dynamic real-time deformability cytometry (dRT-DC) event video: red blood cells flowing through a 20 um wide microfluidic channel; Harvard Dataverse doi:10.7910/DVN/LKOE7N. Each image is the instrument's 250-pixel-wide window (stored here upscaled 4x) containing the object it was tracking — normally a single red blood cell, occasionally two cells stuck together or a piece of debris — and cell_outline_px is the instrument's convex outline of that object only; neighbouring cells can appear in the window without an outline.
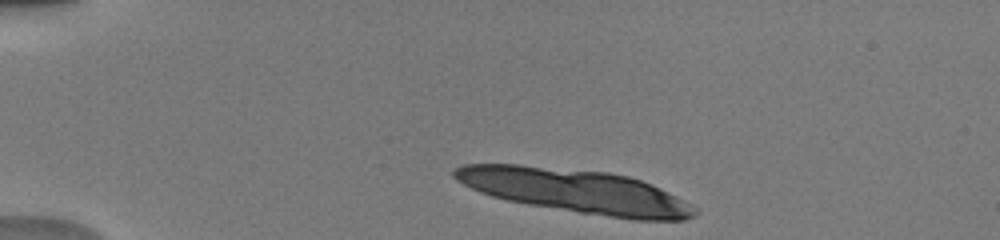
{"species": "human", "species_latin": "Homo sapiens", "temperature_condition": "warm", "stored_images_in_passage": 12, "camera_frame_rate_fps": 3000, "um_per_image_px": 0.085, "donor": {"sex": "male"}, "frame": {"image": 1, "passage_image": 1, "time_ms": 0.0, "image_size_px": [1000, 240], "cell_outline_px": [[700, 212], [696, 216], [684, 220], [632, 220], [528, 204], [508, 200], [492, 196], [480, 192], [456, 180], [452, 176], [452, 172], [456, 168], [464, 164], [520, 164], [608, 172], [628, 176], [640, 180], [688, 204]], "centroid_in_image_um": [48.87, 16.23], "position_along_channel_um": 36.1, "area_um2": 60.46}}
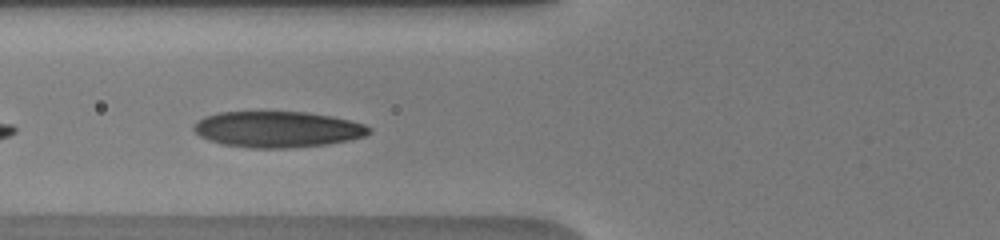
{"frame": {"image": 2, "passage_image": 9, "time_ms": 3.667, "image_size_px": [1000, 240], "cell_outline_px": [[372, 132], [364, 136], [348, 140], [328, 144], [288, 148], [252, 148], [224, 144], [208, 140], [200, 136], [192, 128], [196, 120], [204, 116], [220, 112], [308, 112], [332, 116], [364, 124], [372, 128]], "centroid_in_image_um": [23.58, 10.99], "position_along_channel_um": 102.2, "area_um2": 36.88}}